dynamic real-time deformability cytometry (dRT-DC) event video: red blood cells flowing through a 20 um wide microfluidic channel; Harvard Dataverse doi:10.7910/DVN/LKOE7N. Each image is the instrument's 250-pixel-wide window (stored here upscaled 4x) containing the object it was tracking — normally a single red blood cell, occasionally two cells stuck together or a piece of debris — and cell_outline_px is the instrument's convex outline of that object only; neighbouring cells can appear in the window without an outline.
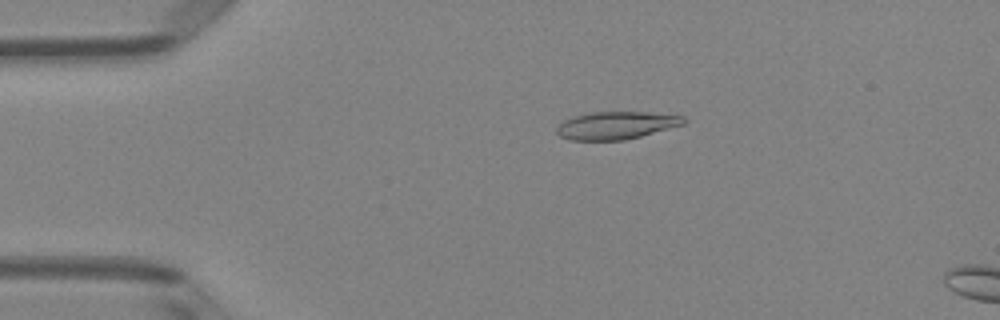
{"species": "Egyptian fruit bat (a non-hibernating species)", "species_latin": "Rousettus aegyptiacus", "temperature_condition": "room temperature", "stored_images_in_passage": 17, "camera_frame_rate_fps": 3000, "um_per_image_px": 0.085, "animal": {"sex": "female"}, "frame": {"image": 1, "passage_image": 10, "time_ms": 3.0, "image_size_px": [1000, 320], "cell_outline_px": [[688, 120], [684, 124], [640, 136], [624, 140], [568, 140], [560, 136], [556, 132], [556, 128], [564, 120], [572, 116], [588, 112], [648, 112], [684, 116]], "centroid_in_image_um": [52.36, 10.65], "position_along_channel_um": 32.6, "area_um2": 20.52}}
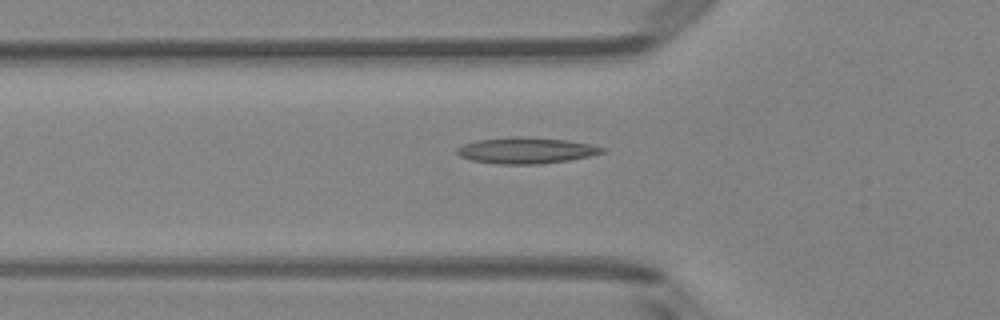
{"frame": {"image": 2, "passage_image": 17, "time_ms": 5.333, "image_size_px": [1000, 320], "cell_outline_px": [[604, 152], [588, 156], [568, 160], [540, 164], [500, 164], [472, 160], [460, 156], [456, 152], [456, 148], [464, 144], [476, 140], [512, 136], [524, 136], [568, 140], [588, 144], [604, 148]], "centroid_in_image_um": [44.67, 12.78], "position_along_channel_um": 81.1, "area_um2": 22.02}}